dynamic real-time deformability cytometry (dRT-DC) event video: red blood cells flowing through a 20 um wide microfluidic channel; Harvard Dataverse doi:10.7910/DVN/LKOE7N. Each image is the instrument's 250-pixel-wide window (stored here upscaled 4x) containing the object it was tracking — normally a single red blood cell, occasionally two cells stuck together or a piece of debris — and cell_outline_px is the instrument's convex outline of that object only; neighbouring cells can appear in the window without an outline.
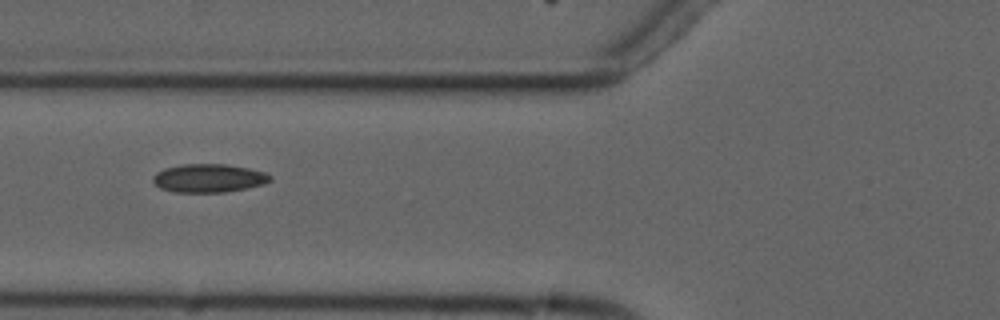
{"species": "common noctule bat (a hibernating species)", "species_latin": "Nyctalus noctula", "temperature_condition": "cold", "stored_images_in_passage": 8, "camera_frame_rate_fps": 3000, "um_per_image_px": 0.085, "animal": {"sex": "male", "forearm_length_mm": 52.5}, "frame": {"image": 1, "passage_image": 7, "time_ms": 7.0, "image_size_px": [1000, 320], "cell_outline_px": [[272, 180], [264, 184], [224, 192], [176, 192], [160, 188], [152, 180], [152, 176], [156, 172], [164, 168], [184, 164], [228, 164], [248, 168], [264, 172], [272, 176]], "centroid_in_image_um": [17.73, 15.13], "position_along_channel_um": 108.1, "area_um2": 19.36}}
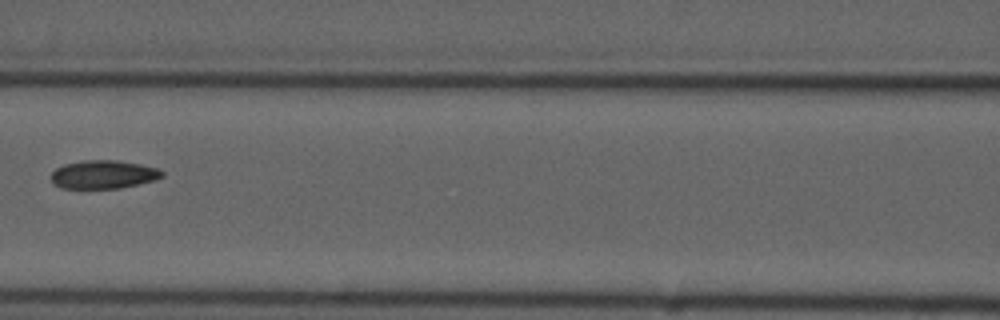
{"frame": {"image": 2, "passage_image": 8, "time_ms": 8.333, "image_size_px": [1000, 320], "cell_outline_px": [[164, 176], [156, 180], [120, 188], [60, 188], [52, 180], [52, 172], [56, 168], [64, 164], [84, 160], [116, 160], [140, 164], [160, 168], [164, 172]], "centroid_in_image_um": [8.84, 14.82], "position_along_channel_um": 157.8, "area_um2": 18.38}}